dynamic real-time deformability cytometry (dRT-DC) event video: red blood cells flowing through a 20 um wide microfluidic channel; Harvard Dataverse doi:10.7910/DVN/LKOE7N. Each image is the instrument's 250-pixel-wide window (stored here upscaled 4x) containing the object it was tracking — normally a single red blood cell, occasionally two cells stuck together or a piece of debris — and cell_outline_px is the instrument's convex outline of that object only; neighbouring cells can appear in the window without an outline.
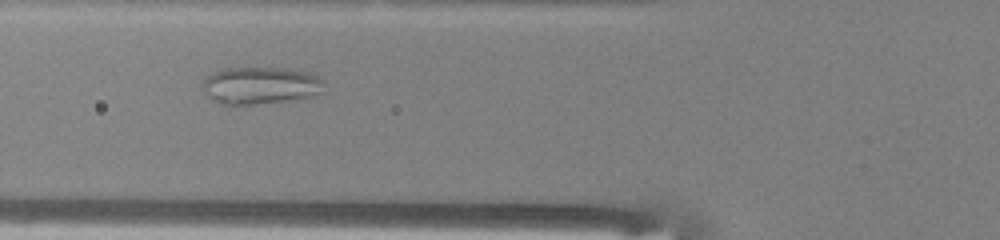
{"species": "common noctule bat (a hibernating species)", "species_latin": "Nyctalus noctula", "temperature_condition": "warm", "stored_images_in_passage": 39, "camera_frame_rate_fps": 3000, "um_per_image_px": 0.085, "animal": {"sex": "male", "body_mass_g": 13.0, "forearm_length_mm": 53.1}, "frame": {"image": 1, "passage_image": 18, "time_ms": 5.667, "image_size_px": [1000, 240], "cell_outline_px": [[324, 80], [320, 92], [308, 96], [284, 100], [228, 108], [212, 100], [204, 92], [204, 80], [212, 72], [224, 68], [288, 68], [308, 72]], "centroid_in_image_um": [22.05, 7.28], "position_along_channel_um": 103.8, "area_um2": 26.47}}
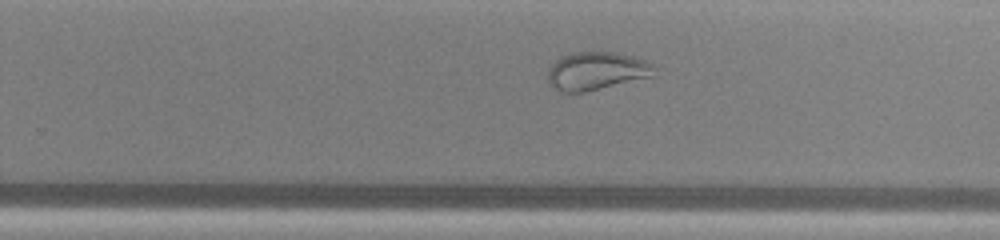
{"frame": {"image": 2, "passage_image": 31, "time_ms": 10.0, "image_size_px": [1000, 240], "cell_outline_px": [[652, 76], [584, 92], [560, 92], [552, 88], [548, 80], [548, 68], [560, 56], [572, 52], [616, 52], [644, 60], [652, 64]], "centroid_in_image_um": [50.61, 6.03], "position_along_channel_um": 279.2, "area_um2": 23.35}}
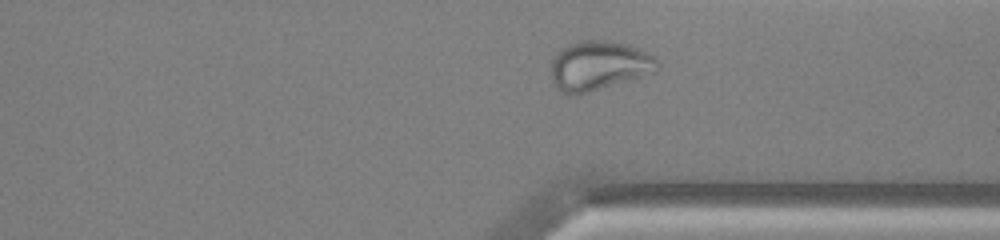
{"frame": {"image": 3, "passage_image": 37, "time_ms": 12.0, "image_size_px": [1000, 240], "cell_outline_px": [[660, 68], [656, 72], [576, 96], [560, 92], [552, 84], [552, 60], [568, 44], [580, 40], [612, 40], [636, 48], [652, 56], [660, 64]], "centroid_in_image_um": [50.89, 5.6], "position_along_channel_um": 360.5, "area_um2": 30.52}}